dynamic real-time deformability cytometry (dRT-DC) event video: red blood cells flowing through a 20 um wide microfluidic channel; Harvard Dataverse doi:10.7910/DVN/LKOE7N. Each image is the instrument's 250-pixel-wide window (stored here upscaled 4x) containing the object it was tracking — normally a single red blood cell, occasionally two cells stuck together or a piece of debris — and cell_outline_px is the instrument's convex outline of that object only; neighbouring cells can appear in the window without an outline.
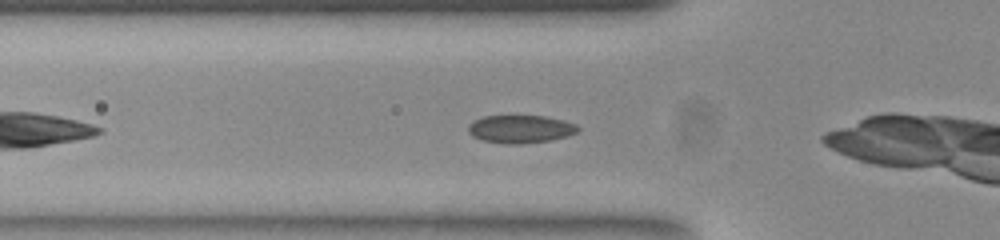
{"species": "common noctule bat (a hibernating species)", "species_latin": "Nyctalus noctula", "temperature_condition": "room temperature", "stored_images_in_passage": 35, "camera_frame_rate_fps": 3000, "um_per_image_px": 0.085, "animal": {"sex": "female", "body_mass_g": 23.0, "forearm_length_mm": 53.4}, "frame": {"image": 1, "passage_image": 3, "time_ms": 0.667, "image_size_px": [1000, 240], "cell_outline_px": [[580, 128], [576, 132], [564, 136], [548, 140], [520, 144], [508, 144], [484, 140], [472, 136], [468, 132], [468, 128], [476, 120], [484, 116], [544, 116], [576, 124]], "centroid_in_image_um": [44.23, 10.97], "position_along_channel_um": 81.6, "area_um2": 17.34}}
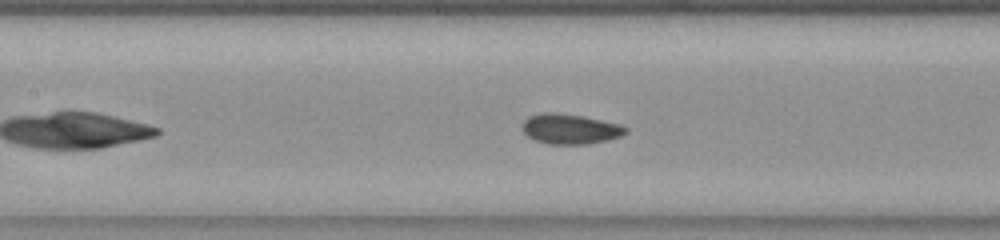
{"frame": {"image": 2, "passage_image": 9, "time_ms": 2.667, "image_size_px": [1000, 240], "cell_outline_px": [[628, 132], [620, 136], [608, 140], [588, 144], [548, 144], [536, 140], [528, 136], [524, 132], [524, 120], [528, 116], [544, 112], [552, 112], [584, 116], [620, 124], [628, 128]], "centroid_in_image_um": [48.5, 10.96], "position_along_channel_um": 158.9, "area_um2": 18.09}}
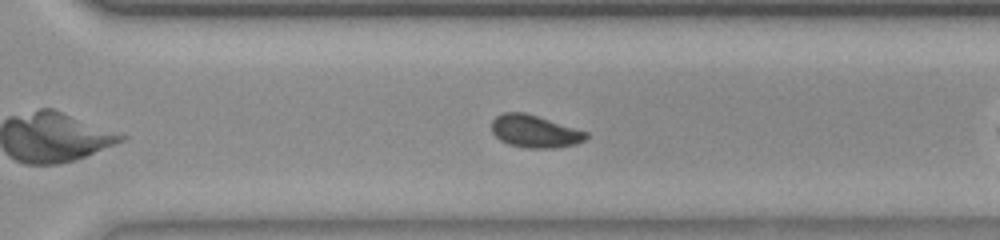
{"frame": {"image": 3, "passage_image": 22, "time_ms": 7.0, "image_size_px": [1000, 240], "cell_outline_px": [[588, 136], [584, 140], [576, 144], [556, 148], [528, 148], [508, 144], [500, 140], [492, 132], [492, 120], [496, 116], [504, 112], [524, 112], [588, 132]], "centroid_in_image_um": [45.44, 11.17], "position_along_channel_um": 325.2, "area_um2": 17.8}, "authors_computed_cell_mechanics": {"area_um2": 17.5134, "velocity_mm_per_s": 3.8428, "shape_relaxation_time_tau1_ms": 4.4023, "shape_relaxation_time_tau2_ms": 1.8253, "deformation_change_tau1": 0.0924, "deformation_change_tau2": 0.0454}}